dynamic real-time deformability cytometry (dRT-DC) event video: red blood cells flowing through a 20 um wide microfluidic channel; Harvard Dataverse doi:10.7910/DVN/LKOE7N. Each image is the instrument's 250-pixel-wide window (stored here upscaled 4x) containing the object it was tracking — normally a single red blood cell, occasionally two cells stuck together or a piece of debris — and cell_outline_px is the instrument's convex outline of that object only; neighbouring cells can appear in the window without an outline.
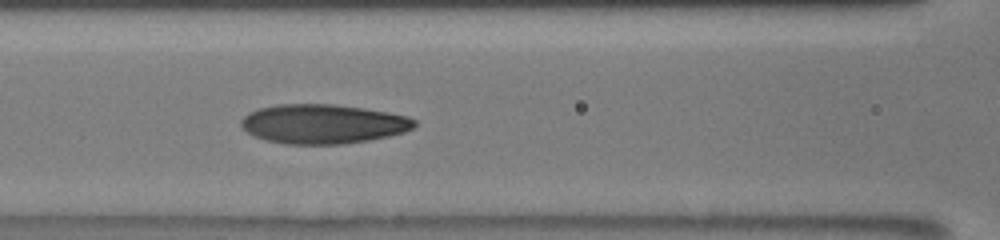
{"species": "human", "species_latin": "Homo sapiens", "temperature_condition": "room temperature", "stored_images_in_passage": 47, "camera_frame_rate_fps": 3000, "um_per_image_px": 0.085, "donor": {"sex": "male"}, "frame": {"image": 1, "passage_image": 42, "time_ms": 9.333, "image_size_px": [1000, 240], "cell_outline_px": [[416, 124], [412, 128], [404, 132], [388, 136], [368, 140], [344, 144], [284, 144], [264, 140], [252, 136], [240, 124], [240, 120], [248, 112], [260, 108], [276, 104], [332, 104], [364, 108], [388, 112], [408, 116], [416, 120]], "centroid_in_image_um": [27.43, 10.53], "position_along_channel_um": 139.2, "area_um2": 39.94}}